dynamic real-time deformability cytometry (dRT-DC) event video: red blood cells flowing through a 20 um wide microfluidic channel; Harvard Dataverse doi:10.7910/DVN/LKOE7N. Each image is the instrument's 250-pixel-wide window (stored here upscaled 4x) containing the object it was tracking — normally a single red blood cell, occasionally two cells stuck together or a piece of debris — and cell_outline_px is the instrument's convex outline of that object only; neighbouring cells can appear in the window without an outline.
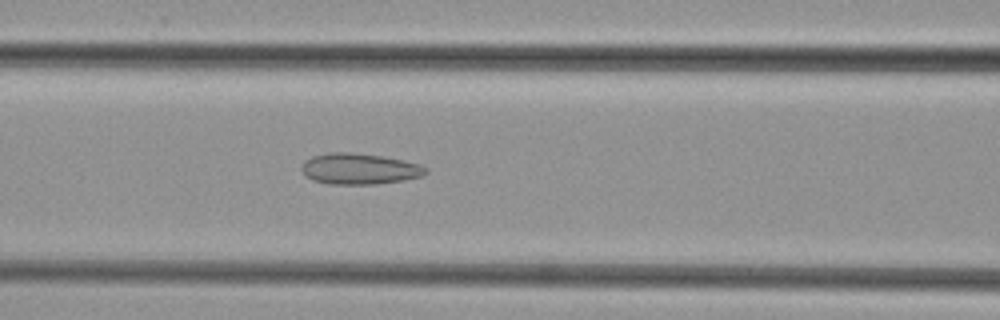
{"species": "common noctule bat (a hibernating species)", "species_latin": "Nyctalus noctula", "temperature_condition": "cold", "stored_images_in_passage": 46, "camera_frame_rate_fps": 3000, "um_per_image_px": 0.085, "animal": {"sex": "female", "body_mass_g": 29.2, "forearm_length_mm": 56.3}, "frame": {"image": 1, "passage_image": 18, "time_ms": 5.667, "image_size_px": [1000, 320], "cell_outline_px": [[428, 172], [420, 176], [404, 180], [376, 184], [328, 184], [312, 180], [304, 176], [300, 168], [304, 160], [312, 156], [328, 152], [348, 152], [380, 156], [404, 160], [420, 164], [428, 168]], "centroid_in_image_um": [30.51, 14.35], "position_along_channel_um": 136.1, "area_um2": 22.6}}
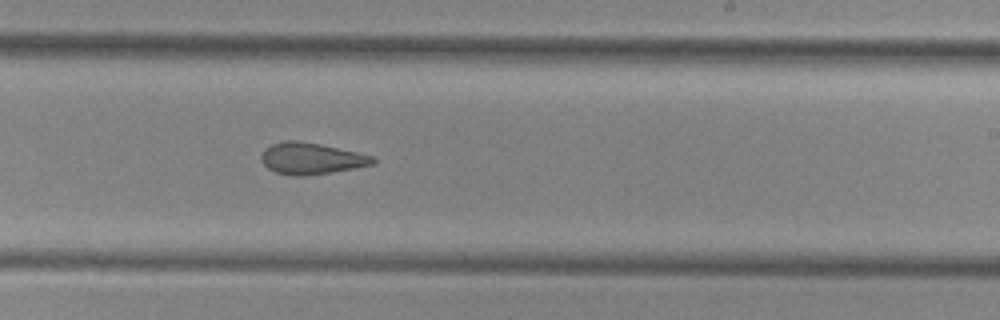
{"frame": {"image": 2, "passage_image": 27, "time_ms": 8.667, "image_size_px": [1000, 320], "cell_outline_px": [[376, 164], [332, 172], [304, 176], [292, 176], [276, 172], [268, 168], [260, 160], [260, 156], [264, 148], [272, 144], [284, 140], [296, 140], [320, 144], [356, 152], [372, 156], [376, 160]], "centroid_in_image_um": [26.42, 13.47], "position_along_channel_um": 262.6, "area_um2": 20.52}}
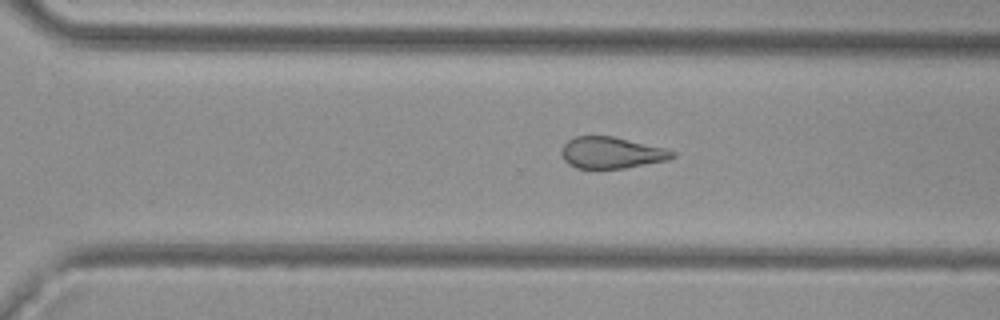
{"frame": {"image": 3, "passage_image": 31, "time_ms": 10.0, "image_size_px": [1000, 320], "cell_outline_px": [[676, 156], [668, 160], [624, 168], [576, 168], [568, 164], [564, 160], [560, 152], [560, 148], [568, 140], [576, 136], [612, 136], [664, 148], [676, 152]], "centroid_in_image_um": [51.95, 12.98], "position_along_channel_um": 318.7, "area_um2": 20.29}}